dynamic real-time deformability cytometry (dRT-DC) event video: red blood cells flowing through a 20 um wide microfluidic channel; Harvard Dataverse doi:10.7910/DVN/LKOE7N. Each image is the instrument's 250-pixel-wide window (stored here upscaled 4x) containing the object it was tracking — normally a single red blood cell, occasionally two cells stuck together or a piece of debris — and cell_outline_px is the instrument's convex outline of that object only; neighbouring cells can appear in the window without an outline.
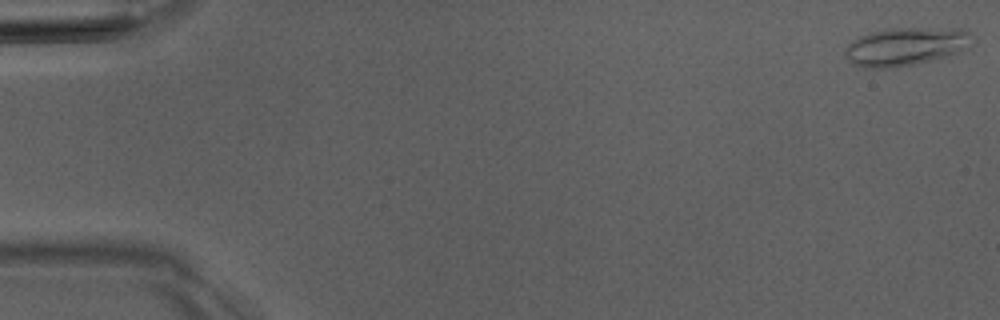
{"species": "Egyptian fruit bat (a non-hibernating species)", "species_latin": "Rousettus aegyptiacus", "temperature_condition": "room temperature", "stored_images_in_passage": 6, "camera_frame_rate_fps": 3000, "um_per_image_px": 0.085, "animal": {"sex": "male"}, "frame": {"image": 1, "passage_image": 1, "time_ms": 0.0, "image_size_px": [1000, 320], "cell_outline_px": [[976, 40], [968, 48], [948, 56], [896, 68], [864, 68], [852, 64], [844, 56], [844, 52], [848, 44], [852, 40], [860, 36], [872, 32], [888, 28], [960, 28], [968, 32]], "centroid_in_image_um": [77.0, 3.95], "position_along_channel_um": 8.0, "area_um2": 28.67}}